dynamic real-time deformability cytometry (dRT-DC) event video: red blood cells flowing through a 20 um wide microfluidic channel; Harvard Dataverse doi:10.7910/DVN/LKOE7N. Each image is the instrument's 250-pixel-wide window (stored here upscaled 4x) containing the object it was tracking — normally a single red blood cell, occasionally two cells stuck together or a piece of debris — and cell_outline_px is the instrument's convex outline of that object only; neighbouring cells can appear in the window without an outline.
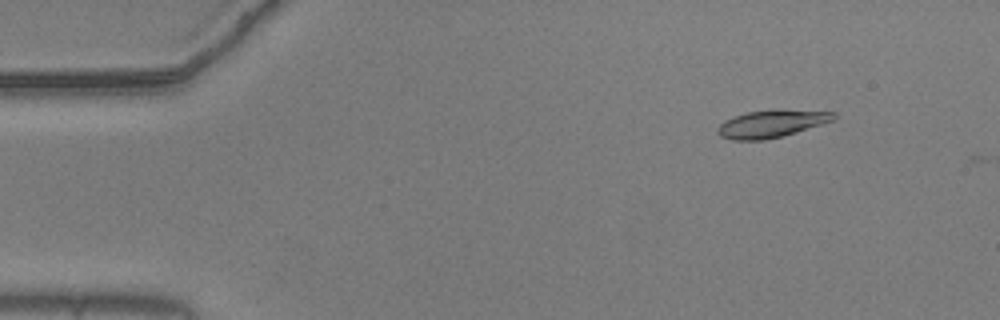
{"species": "common noctule bat (a hibernating species)", "species_latin": "Nyctalus noctula", "temperature_condition": "warm", "stored_images_in_passage": 5, "camera_frame_rate_fps": 3000, "um_per_image_px": 0.085, "animal": {"sex": "male", "body_mass_g": 20.5, "forearm_length_mm": 52.5}, "frame": {"image": 1, "passage_image": 4, "time_ms": 1.0, "image_size_px": [1000, 320], "cell_outline_px": [[836, 116], [832, 120], [784, 136], [764, 140], [732, 140], [720, 136], [716, 132], [716, 128], [724, 120], [748, 112], [836, 112]], "centroid_in_image_um": [65.45, 10.58], "position_along_channel_um": 19.5, "area_um2": 17.46}}